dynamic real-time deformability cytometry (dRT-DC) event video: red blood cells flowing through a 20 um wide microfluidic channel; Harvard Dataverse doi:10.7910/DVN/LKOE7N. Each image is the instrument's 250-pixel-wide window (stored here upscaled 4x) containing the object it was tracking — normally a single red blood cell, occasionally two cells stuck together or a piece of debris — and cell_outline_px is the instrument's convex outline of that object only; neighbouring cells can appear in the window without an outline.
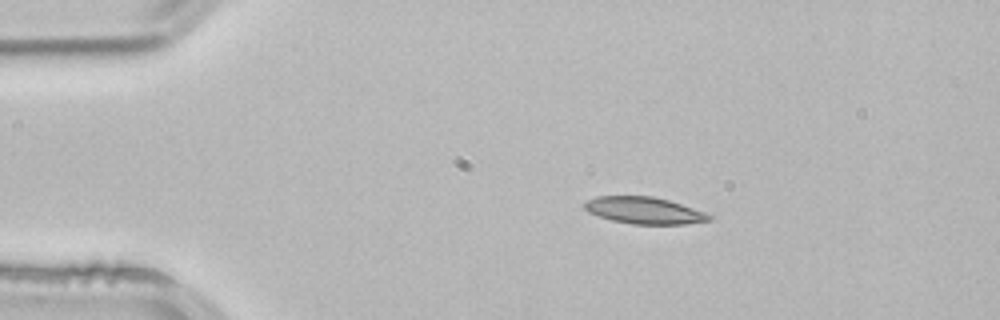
{"species": "common noctule bat (a hibernating species)", "species_latin": "Nyctalus noctula", "temperature_condition": "room temperature", "stored_images_in_passage": 3, "segment_of_instrument_passage": [1, 2], "camera_frame_rate_fps": 3000, "um_per_image_px": 0.085, "animal": {"sex": "male", "body_mass_g": 21.5, "forearm_length_mm": 52.0}, "frame": {"image": 1, "passage_image": 1, "time_ms": 0.0, "image_size_px": [1000, 320], "cell_outline_px": [[712, 220], [684, 224], [632, 224], [612, 220], [588, 212], [584, 208], [584, 200], [596, 196], [652, 196], [668, 200], [704, 212], [712, 216]], "centroid_in_image_um": [54.72, 17.88], "position_along_channel_um": 30.3, "area_um2": 19.36}}